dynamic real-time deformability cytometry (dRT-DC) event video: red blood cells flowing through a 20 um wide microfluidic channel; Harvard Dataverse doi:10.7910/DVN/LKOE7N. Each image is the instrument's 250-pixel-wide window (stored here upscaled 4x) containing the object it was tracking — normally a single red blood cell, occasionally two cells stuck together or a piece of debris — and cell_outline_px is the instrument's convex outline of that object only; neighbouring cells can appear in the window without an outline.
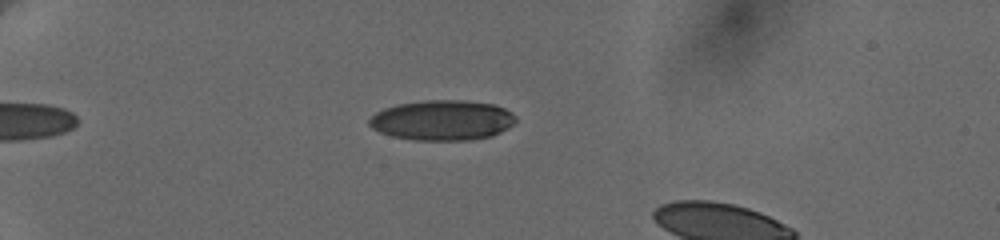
{"species": "human", "species_latin": "Homo sapiens", "temperature_condition": "cold", "stored_images_in_passage": 10, "segment_of_instrument_passage": [1, 2], "camera_frame_rate_fps": 3000, "um_per_image_px": 0.085, "donor": {"sex": "female"}, "frame": {"image": 1, "passage_image": 6, "time_ms": 5.0, "image_size_px": [1000, 240], "cell_outline_px": [[516, 120], [512, 124], [500, 132], [492, 136], [468, 140], [412, 140], [392, 136], [380, 132], [372, 128], [368, 124], [368, 120], [376, 112], [384, 108], [396, 104], [424, 100], [464, 100], [496, 104], [512, 112], [516, 116]], "centroid_in_image_um": [37.59, 10.21], "position_along_channel_um": 47.4, "area_um2": 34.51}}
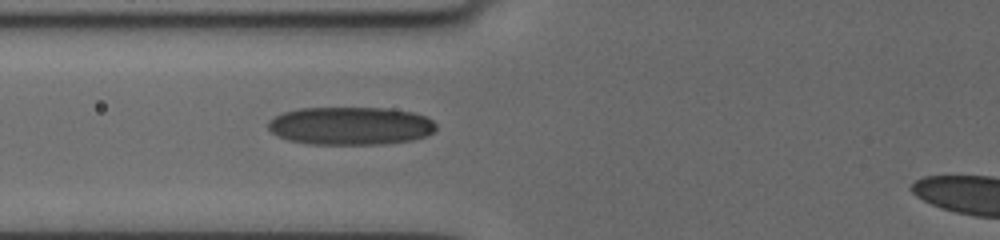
{"frame": {"image": 2, "passage_image": 9, "time_ms": 7.667, "image_size_px": [1000, 240], "cell_outline_px": [[436, 128], [432, 132], [424, 136], [412, 140], [380, 144], [308, 144], [288, 140], [276, 136], [268, 128], [268, 120], [284, 112], [300, 108], [388, 108], [412, 112], [424, 116], [432, 120], [436, 124]], "centroid_in_image_um": [29.76, 10.7], "position_along_channel_um": 96.0, "area_um2": 37.22}}